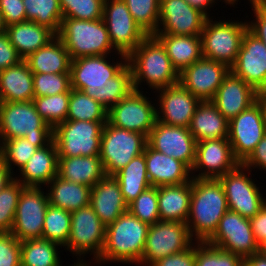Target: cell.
Segmentation results:
<instances>
[{
  "mask_svg": "<svg viewBox=\"0 0 266 266\" xmlns=\"http://www.w3.org/2000/svg\"><path fill=\"white\" fill-rule=\"evenodd\" d=\"M111 56L115 55L73 59L70 68L71 88L84 92L108 110L134 90L127 55L118 54L116 62Z\"/></svg>",
  "mask_w": 266,
  "mask_h": 266,
  "instance_id": "1",
  "label": "cell"
},
{
  "mask_svg": "<svg viewBox=\"0 0 266 266\" xmlns=\"http://www.w3.org/2000/svg\"><path fill=\"white\" fill-rule=\"evenodd\" d=\"M127 64L131 69L134 90L143 91L142 86L147 84L154 93V90L179 83V73L172 66L165 47L154 35H148L127 56Z\"/></svg>",
  "mask_w": 266,
  "mask_h": 266,
  "instance_id": "2",
  "label": "cell"
},
{
  "mask_svg": "<svg viewBox=\"0 0 266 266\" xmlns=\"http://www.w3.org/2000/svg\"><path fill=\"white\" fill-rule=\"evenodd\" d=\"M149 225L133 216L129 211L122 213L113 223L106 226L105 243L100 257L92 265L122 263L140 265Z\"/></svg>",
  "mask_w": 266,
  "mask_h": 266,
  "instance_id": "3",
  "label": "cell"
},
{
  "mask_svg": "<svg viewBox=\"0 0 266 266\" xmlns=\"http://www.w3.org/2000/svg\"><path fill=\"white\" fill-rule=\"evenodd\" d=\"M228 210L227 198L219 179L192 178L190 211L186 223L196 242H206Z\"/></svg>",
  "mask_w": 266,
  "mask_h": 266,
  "instance_id": "4",
  "label": "cell"
},
{
  "mask_svg": "<svg viewBox=\"0 0 266 266\" xmlns=\"http://www.w3.org/2000/svg\"><path fill=\"white\" fill-rule=\"evenodd\" d=\"M20 137L40 149L53 141V128L40 116L32 101L0 102V144Z\"/></svg>",
  "mask_w": 266,
  "mask_h": 266,
  "instance_id": "5",
  "label": "cell"
},
{
  "mask_svg": "<svg viewBox=\"0 0 266 266\" xmlns=\"http://www.w3.org/2000/svg\"><path fill=\"white\" fill-rule=\"evenodd\" d=\"M56 36L63 42L71 59L116 54L103 19L78 20L63 17Z\"/></svg>",
  "mask_w": 266,
  "mask_h": 266,
  "instance_id": "6",
  "label": "cell"
},
{
  "mask_svg": "<svg viewBox=\"0 0 266 266\" xmlns=\"http://www.w3.org/2000/svg\"><path fill=\"white\" fill-rule=\"evenodd\" d=\"M208 18L201 33L202 56L231 68L237 59L242 37L248 29L242 21ZM223 20V21H222Z\"/></svg>",
  "mask_w": 266,
  "mask_h": 266,
  "instance_id": "7",
  "label": "cell"
},
{
  "mask_svg": "<svg viewBox=\"0 0 266 266\" xmlns=\"http://www.w3.org/2000/svg\"><path fill=\"white\" fill-rule=\"evenodd\" d=\"M105 233L106 226L88 205L71 212L70 236L63 248L77 258L75 261L85 262L92 255L95 262L102 253Z\"/></svg>",
  "mask_w": 266,
  "mask_h": 266,
  "instance_id": "8",
  "label": "cell"
},
{
  "mask_svg": "<svg viewBox=\"0 0 266 266\" xmlns=\"http://www.w3.org/2000/svg\"><path fill=\"white\" fill-rule=\"evenodd\" d=\"M146 144L147 137L142 133L115 127L107 121L102 129L99 154L105 174L114 176L141 155Z\"/></svg>",
  "mask_w": 266,
  "mask_h": 266,
  "instance_id": "9",
  "label": "cell"
},
{
  "mask_svg": "<svg viewBox=\"0 0 266 266\" xmlns=\"http://www.w3.org/2000/svg\"><path fill=\"white\" fill-rule=\"evenodd\" d=\"M106 122L66 120L58 124L53 129L58 157L99 156Z\"/></svg>",
  "mask_w": 266,
  "mask_h": 266,
  "instance_id": "10",
  "label": "cell"
},
{
  "mask_svg": "<svg viewBox=\"0 0 266 266\" xmlns=\"http://www.w3.org/2000/svg\"><path fill=\"white\" fill-rule=\"evenodd\" d=\"M251 173V169L240 163L218 178L223 185L229 210L247 219H251L266 204V193L264 196Z\"/></svg>",
  "mask_w": 266,
  "mask_h": 266,
  "instance_id": "11",
  "label": "cell"
},
{
  "mask_svg": "<svg viewBox=\"0 0 266 266\" xmlns=\"http://www.w3.org/2000/svg\"><path fill=\"white\" fill-rule=\"evenodd\" d=\"M194 242L187 223L160 220L149 225L140 266H150L161 258L189 248Z\"/></svg>",
  "mask_w": 266,
  "mask_h": 266,
  "instance_id": "12",
  "label": "cell"
},
{
  "mask_svg": "<svg viewBox=\"0 0 266 266\" xmlns=\"http://www.w3.org/2000/svg\"><path fill=\"white\" fill-rule=\"evenodd\" d=\"M152 99L144 91L133 90L108 110V122L115 127L148 137L157 120L156 102H152Z\"/></svg>",
  "mask_w": 266,
  "mask_h": 266,
  "instance_id": "13",
  "label": "cell"
},
{
  "mask_svg": "<svg viewBox=\"0 0 266 266\" xmlns=\"http://www.w3.org/2000/svg\"><path fill=\"white\" fill-rule=\"evenodd\" d=\"M102 19L118 53L128 56L148 36L135 22L123 0H105Z\"/></svg>",
  "mask_w": 266,
  "mask_h": 266,
  "instance_id": "14",
  "label": "cell"
},
{
  "mask_svg": "<svg viewBox=\"0 0 266 266\" xmlns=\"http://www.w3.org/2000/svg\"><path fill=\"white\" fill-rule=\"evenodd\" d=\"M43 187H24L18 201L10 233L19 241L42 238L45 214L49 205Z\"/></svg>",
  "mask_w": 266,
  "mask_h": 266,
  "instance_id": "15",
  "label": "cell"
},
{
  "mask_svg": "<svg viewBox=\"0 0 266 266\" xmlns=\"http://www.w3.org/2000/svg\"><path fill=\"white\" fill-rule=\"evenodd\" d=\"M206 242L243 259L258 252L250 219L230 210L220 219L216 231Z\"/></svg>",
  "mask_w": 266,
  "mask_h": 266,
  "instance_id": "16",
  "label": "cell"
},
{
  "mask_svg": "<svg viewBox=\"0 0 266 266\" xmlns=\"http://www.w3.org/2000/svg\"><path fill=\"white\" fill-rule=\"evenodd\" d=\"M266 134L261 106L255 102L229 121L228 140L235 158L243 163Z\"/></svg>",
  "mask_w": 266,
  "mask_h": 266,
  "instance_id": "17",
  "label": "cell"
},
{
  "mask_svg": "<svg viewBox=\"0 0 266 266\" xmlns=\"http://www.w3.org/2000/svg\"><path fill=\"white\" fill-rule=\"evenodd\" d=\"M239 164L228 138L206 139L196 142L191 176L196 179H218Z\"/></svg>",
  "mask_w": 266,
  "mask_h": 266,
  "instance_id": "18",
  "label": "cell"
},
{
  "mask_svg": "<svg viewBox=\"0 0 266 266\" xmlns=\"http://www.w3.org/2000/svg\"><path fill=\"white\" fill-rule=\"evenodd\" d=\"M147 144L156 151L183 162L190 170L194 165L196 140L189 128L167 125L156 120L147 137Z\"/></svg>",
  "mask_w": 266,
  "mask_h": 266,
  "instance_id": "19",
  "label": "cell"
},
{
  "mask_svg": "<svg viewBox=\"0 0 266 266\" xmlns=\"http://www.w3.org/2000/svg\"><path fill=\"white\" fill-rule=\"evenodd\" d=\"M229 72L227 65L202 57L179 73V83L200 101H211Z\"/></svg>",
  "mask_w": 266,
  "mask_h": 266,
  "instance_id": "20",
  "label": "cell"
},
{
  "mask_svg": "<svg viewBox=\"0 0 266 266\" xmlns=\"http://www.w3.org/2000/svg\"><path fill=\"white\" fill-rule=\"evenodd\" d=\"M154 93L155 101H157V121L167 125L188 128L201 101L180 83L159 89Z\"/></svg>",
  "mask_w": 266,
  "mask_h": 266,
  "instance_id": "21",
  "label": "cell"
},
{
  "mask_svg": "<svg viewBox=\"0 0 266 266\" xmlns=\"http://www.w3.org/2000/svg\"><path fill=\"white\" fill-rule=\"evenodd\" d=\"M208 17L185 0H160L155 34L201 35Z\"/></svg>",
  "mask_w": 266,
  "mask_h": 266,
  "instance_id": "22",
  "label": "cell"
},
{
  "mask_svg": "<svg viewBox=\"0 0 266 266\" xmlns=\"http://www.w3.org/2000/svg\"><path fill=\"white\" fill-rule=\"evenodd\" d=\"M230 71L256 91L266 88V44L248 29L242 37L236 62Z\"/></svg>",
  "mask_w": 266,
  "mask_h": 266,
  "instance_id": "23",
  "label": "cell"
},
{
  "mask_svg": "<svg viewBox=\"0 0 266 266\" xmlns=\"http://www.w3.org/2000/svg\"><path fill=\"white\" fill-rule=\"evenodd\" d=\"M211 102L230 121L256 102V90L230 71Z\"/></svg>",
  "mask_w": 266,
  "mask_h": 266,
  "instance_id": "24",
  "label": "cell"
},
{
  "mask_svg": "<svg viewBox=\"0 0 266 266\" xmlns=\"http://www.w3.org/2000/svg\"><path fill=\"white\" fill-rule=\"evenodd\" d=\"M143 153L151 186L177 185L192 180L191 170L183 162L156 151L148 144Z\"/></svg>",
  "mask_w": 266,
  "mask_h": 266,
  "instance_id": "25",
  "label": "cell"
},
{
  "mask_svg": "<svg viewBox=\"0 0 266 266\" xmlns=\"http://www.w3.org/2000/svg\"><path fill=\"white\" fill-rule=\"evenodd\" d=\"M90 206L105 226L113 223L122 213L128 211V204L114 176L105 175L91 187Z\"/></svg>",
  "mask_w": 266,
  "mask_h": 266,
  "instance_id": "26",
  "label": "cell"
},
{
  "mask_svg": "<svg viewBox=\"0 0 266 266\" xmlns=\"http://www.w3.org/2000/svg\"><path fill=\"white\" fill-rule=\"evenodd\" d=\"M17 172L14 174V179L24 187H45L50 183L58 175V150L55 141L37 149Z\"/></svg>",
  "mask_w": 266,
  "mask_h": 266,
  "instance_id": "27",
  "label": "cell"
},
{
  "mask_svg": "<svg viewBox=\"0 0 266 266\" xmlns=\"http://www.w3.org/2000/svg\"><path fill=\"white\" fill-rule=\"evenodd\" d=\"M34 97L33 72L24 60L0 70V102H27Z\"/></svg>",
  "mask_w": 266,
  "mask_h": 266,
  "instance_id": "28",
  "label": "cell"
},
{
  "mask_svg": "<svg viewBox=\"0 0 266 266\" xmlns=\"http://www.w3.org/2000/svg\"><path fill=\"white\" fill-rule=\"evenodd\" d=\"M192 194V180L177 185L158 187V207L161 221L186 223Z\"/></svg>",
  "mask_w": 266,
  "mask_h": 266,
  "instance_id": "29",
  "label": "cell"
},
{
  "mask_svg": "<svg viewBox=\"0 0 266 266\" xmlns=\"http://www.w3.org/2000/svg\"><path fill=\"white\" fill-rule=\"evenodd\" d=\"M154 36L165 47L172 66L178 73L203 57L201 35L154 34Z\"/></svg>",
  "mask_w": 266,
  "mask_h": 266,
  "instance_id": "30",
  "label": "cell"
},
{
  "mask_svg": "<svg viewBox=\"0 0 266 266\" xmlns=\"http://www.w3.org/2000/svg\"><path fill=\"white\" fill-rule=\"evenodd\" d=\"M105 175L99 156L58 157V176L66 181L93 187Z\"/></svg>",
  "mask_w": 266,
  "mask_h": 266,
  "instance_id": "31",
  "label": "cell"
},
{
  "mask_svg": "<svg viewBox=\"0 0 266 266\" xmlns=\"http://www.w3.org/2000/svg\"><path fill=\"white\" fill-rule=\"evenodd\" d=\"M6 33L10 43L15 47L23 60L56 36L48 27L33 21L9 25L6 27Z\"/></svg>",
  "mask_w": 266,
  "mask_h": 266,
  "instance_id": "32",
  "label": "cell"
},
{
  "mask_svg": "<svg viewBox=\"0 0 266 266\" xmlns=\"http://www.w3.org/2000/svg\"><path fill=\"white\" fill-rule=\"evenodd\" d=\"M229 121L211 101H201L191 119L189 131L196 142L206 139L228 138Z\"/></svg>",
  "mask_w": 266,
  "mask_h": 266,
  "instance_id": "33",
  "label": "cell"
},
{
  "mask_svg": "<svg viewBox=\"0 0 266 266\" xmlns=\"http://www.w3.org/2000/svg\"><path fill=\"white\" fill-rule=\"evenodd\" d=\"M24 61L33 73H70L72 59L63 42L55 36Z\"/></svg>",
  "mask_w": 266,
  "mask_h": 266,
  "instance_id": "34",
  "label": "cell"
},
{
  "mask_svg": "<svg viewBox=\"0 0 266 266\" xmlns=\"http://www.w3.org/2000/svg\"><path fill=\"white\" fill-rule=\"evenodd\" d=\"M45 187L52 206L73 212L90 205V186L69 182L56 175Z\"/></svg>",
  "mask_w": 266,
  "mask_h": 266,
  "instance_id": "35",
  "label": "cell"
},
{
  "mask_svg": "<svg viewBox=\"0 0 266 266\" xmlns=\"http://www.w3.org/2000/svg\"><path fill=\"white\" fill-rule=\"evenodd\" d=\"M114 177L119 182L125 202L129 205L142 192L151 187L147 176L144 153L133 158Z\"/></svg>",
  "mask_w": 266,
  "mask_h": 266,
  "instance_id": "36",
  "label": "cell"
},
{
  "mask_svg": "<svg viewBox=\"0 0 266 266\" xmlns=\"http://www.w3.org/2000/svg\"><path fill=\"white\" fill-rule=\"evenodd\" d=\"M60 248H62L60 244L43 238L23 240L21 266H62Z\"/></svg>",
  "mask_w": 266,
  "mask_h": 266,
  "instance_id": "37",
  "label": "cell"
},
{
  "mask_svg": "<svg viewBox=\"0 0 266 266\" xmlns=\"http://www.w3.org/2000/svg\"><path fill=\"white\" fill-rule=\"evenodd\" d=\"M66 120L108 121V109L84 92L71 89Z\"/></svg>",
  "mask_w": 266,
  "mask_h": 266,
  "instance_id": "38",
  "label": "cell"
},
{
  "mask_svg": "<svg viewBox=\"0 0 266 266\" xmlns=\"http://www.w3.org/2000/svg\"><path fill=\"white\" fill-rule=\"evenodd\" d=\"M27 21H33L59 32L63 13L59 0H23Z\"/></svg>",
  "mask_w": 266,
  "mask_h": 266,
  "instance_id": "39",
  "label": "cell"
},
{
  "mask_svg": "<svg viewBox=\"0 0 266 266\" xmlns=\"http://www.w3.org/2000/svg\"><path fill=\"white\" fill-rule=\"evenodd\" d=\"M70 228L71 212L49 204L44 218L42 238L64 247L70 236Z\"/></svg>",
  "mask_w": 266,
  "mask_h": 266,
  "instance_id": "40",
  "label": "cell"
},
{
  "mask_svg": "<svg viewBox=\"0 0 266 266\" xmlns=\"http://www.w3.org/2000/svg\"><path fill=\"white\" fill-rule=\"evenodd\" d=\"M70 92L52 96L34 97L32 100L37 112L53 129L66 121L68 115Z\"/></svg>",
  "mask_w": 266,
  "mask_h": 266,
  "instance_id": "41",
  "label": "cell"
},
{
  "mask_svg": "<svg viewBox=\"0 0 266 266\" xmlns=\"http://www.w3.org/2000/svg\"><path fill=\"white\" fill-rule=\"evenodd\" d=\"M195 266H244V259L207 242L195 241Z\"/></svg>",
  "mask_w": 266,
  "mask_h": 266,
  "instance_id": "42",
  "label": "cell"
},
{
  "mask_svg": "<svg viewBox=\"0 0 266 266\" xmlns=\"http://www.w3.org/2000/svg\"><path fill=\"white\" fill-rule=\"evenodd\" d=\"M38 148L25 137L4 140L0 144V156L4 159L9 170L15 174L32 157Z\"/></svg>",
  "mask_w": 266,
  "mask_h": 266,
  "instance_id": "43",
  "label": "cell"
},
{
  "mask_svg": "<svg viewBox=\"0 0 266 266\" xmlns=\"http://www.w3.org/2000/svg\"><path fill=\"white\" fill-rule=\"evenodd\" d=\"M135 22L147 35H154L159 25L160 0H123Z\"/></svg>",
  "mask_w": 266,
  "mask_h": 266,
  "instance_id": "44",
  "label": "cell"
},
{
  "mask_svg": "<svg viewBox=\"0 0 266 266\" xmlns=\"http://www.w3.org/2000/svg\"><path fill=\"white\" fill-rule=\"evenodd\" d=\"M128 211L142 222L153 225L160 221L158 187L151 186L128 205Z\"/></svg>",
  "mask_w": 266,
  "mask_h": 266,
  "instance_id": "45",
  "label": "cell"
},
{
  "mask_svg": "<svg viewBox=\"0 0 266 266\" xmlns=\"http://www.w3.org/2000/svg\"><path fill=\"white\" fill-rule=\"evenodd\" d=\"M23 188L24 186L14 179L0 191V233H10Z\"/></svg>",
  "mask_w": 266,
  "mask_h": 266,
  "instance_id": "46",
  "label": "cell"
},
{
  "mask_svg": "<svg viewBox=\"0 0 266 266\" xmlns=\"http://www.w3.org/2000/svg\"><path fill=\"white\" fill-rule=\"evenodd\" d=\"M34 96H52L71 91L70 73H33Z\"/></svg>",
  "mask_w": 266,
  "mask_h": 266,
  "instance_id": "47",
  "label": "cell"
},
{
  "mask_svg": "<svg viewBox=\"0 0 266 266\" xmlns=\"http://www.w3.org/2000/svg\"><path fill=\"white\" fill-rule=\"evenodd\" d=\"M105 0H59L63 17L98 20L103 17Z\"/></svg>",
  "mask_w": 266,
  "mask_h": 266,
  "instance_id": "48",
  "label": "cell"
},
{
  "mask_svg": "<svg viewBox=\"0 0 266 266\" xmlns=\"http://www.w3.org/2000/svg\"><path fill=\"white\" fill-rule=\"evenodd\" d=\"M21 241L12 233H0V266H21Z\"/></svg>",
  "mask_w": 266,
  "mask_h": 266,
  "instance_id": "49",
  "label": "cell"
},
{
  "mask_svg": "<svg viewBox=\"0 0 266 266\" xmlns=\"http://www.w3.org/2000/svg\"><path fill=\"white\" fill-rule=\"evenodd\" d=\"M250 5L254 17L247 20L248 30L266 44V0H256Z\"/></svg>",
  "mask_w": 266,
  "mask_h": 266,
  "instance_id": "50",
  "label": "cell"
},
{
  "mask_svg": "<svg viewBox=\"0 0 266 266\" xmlns=\"http://www.w3.org/2000/svg\"><path fill=\"white\" fill-rule=\"evenodd\" d=\"M0 12L6 27L27 21L23 0H0Z\"/></svg>",
  "mask_w": 266,
  "mask_h": 266,
  "instance_id": "51",
  "label": "cell"
},
{
  "mask_svg": "<svg viewBox=\"0 0 266 266\" xmlns=\"http://www.w3.org/2000/svg\"><path fill=\"white\" fill-rule=\"evenodd\" d=\"M150 266H195V242L189 248L161 258Z\"/></svg>",
  "mask_w": 266,
  "mask_h": 266,
  "instance_id": "52",
  "label": "cell"
},
{
  "mask_svg": "<svg viewBox=\"0 0 266 266\" xmlns=\"http://www.w3.org/2000/svg\"><path fill=\"white\" fill-rule=\"evenodd\" d=\"M23 59L17 53L15 47L10 43L8 34L5 32L0 35V70L13 67Z\"/></svg>",
  "mask_w": 266,
  "mask_h": 266,
  "instance_id": "53",
  "label": "cell"
},
{
  "mask_svg": "<svg viewBox=\"0 0 266 266\" xmlns=\"http://www.w3.org/2000/svg\"><path fill=\"white\" fill-rule=\"evenodd\" d=\"M242 164L251 170L254 169L253 171L256 169V173L258 169L266 172V134Z\"/></svg>",
  "mask_w": 266,
  "mask_h": 266,
  "instance_id": "54",
  "label": "cell"
},
{
  "mask_svg": "<svg viewBox=\"0 0 266 266\" xmlns=\"http://www.w3.org/2000/svg\"><path fill=\"white\" fill-rule=\"evenodd\" d=\"M252 231L257 243L266 237V204L251 219Z\"/></svg>",
  "mask_w": 266,
  "mask_h": 266,
  "instance_id": "55",
  "label": "cell"
},
{
  "mask_svg": "<svg viewBox=\"0 0 266 266\" xmlns=\"http://www.w3.org/2000/svg\"><path fill=\"white\" fill-rule=\"evenodd\" d=\"M220 1L218 0H185L187 4L192 6L193 8L201 11L203 14H205L208 18H212L213 16H210L212 14L210 13V9L213 8L214 4Z\"/></svg>",
  "mask_w": 266,
  "mask_h": 266,
  "instance_id": "56",
  "label": "cell"
},
{
  "mask_svg": "<svg viewBox=\"0 0 266 266\" xmlns=\"http://www.w3.org/2000/svg\"><path fill=\"white\" fill-rule=\"evenodd\" d=\"M14 180V174L5 164L4 159L0 156V191Z\"/></svg>",
  "mask_w": 266,
  "mask_h": 266,
  "instance_id": "57",
  "label": "cell"
},
{
  "mask_svg": "<svg viewBox=\"0 0 266 266\" xmlns=\"http://www.w3.org/2000/svg\"><path fill=\"white\" fill-rule=\"evenodd\" d=\"M244 266H266V257L261 254L254 253L244 259Z\"/></svg>",
  "mask_w": 266,
  "mask_h": 266,
  "instance_id": "58",
  "label": "cell"
},
{
  "mask_svg": "<svg viewBox=\"0 0 266 266\" xmlns=\"http://www.w3.org/2000/svg\"><path fill=\"white\" fill-rule=\"evenodd\" d=\"M256 102L261 106L263 117L266 122V88L256 91Z\"/></svg>",
  "mask_w": 266,
  "mask_h": 266,
  "instance_id": "59",
  "label": "cell"
},
{
  "mask_svg": "<svg viewBox=\"0 0 266 266\" xmlns=\"http://www.w3.org/2000/svg\"><path fill=\"white\" fill-rule=\"evenodd\" d=\"M258 253L266 257V237L258 243Z\"/></svg>",
  "mask_w": 266,
  "mask_h": 266,
  "instance_id": "60",
  "label": "cell"
},
{
  "mask_svg": "<svg viewBox=\"0 0 266 266\" xmlns=\"http://www.w3.org/2000/svg\"><path fill=\"white\" fill-rule=\"evenodd\" d=\"M222 1V3L224 2L226 5H225V7L228 5V6H230V7H235V4L237 5L238 4V1H240V0H220V2ZM254 1H256V0H248V4L250 3H252V2H254Z\"/></svg>",
  "mask_w": 266,
  "mask_h": 266,
  "instance_id": "61",
  "label": "cell"
},
{
  "mask_svg": "<svg viewBox=\"0 0 266 266\" xmlns=\"http://www.w3.org/2000/svg\"><path fill=\"white\" fill-rule=\"evenodd\" d=\"M88 261H85V262L74 261V264H70V265L71 266H92L91 265L92 262L90 261V259H88ZM70 265H68V266H70Z\"/></svg>",
  "mask_w": 266,
  "mask_h": 266,
  "instance_id": "62",
  "label": "cell"
},
{
  "mask_svg": "<svg viewBox=\"0 0 266 266\" xmlns=\"http://www.w3.org/2000/svg\"><path fill=\"white\" fill-rule=\"evenodd\" d=\"M6 32V26L3 21L2 14L0 12V35Z\"/></svg>",
  "mask_w": 266,
  "mask_h": 266,
  "instance_id": "63",
  "label": "cell"
}]
</instances>
